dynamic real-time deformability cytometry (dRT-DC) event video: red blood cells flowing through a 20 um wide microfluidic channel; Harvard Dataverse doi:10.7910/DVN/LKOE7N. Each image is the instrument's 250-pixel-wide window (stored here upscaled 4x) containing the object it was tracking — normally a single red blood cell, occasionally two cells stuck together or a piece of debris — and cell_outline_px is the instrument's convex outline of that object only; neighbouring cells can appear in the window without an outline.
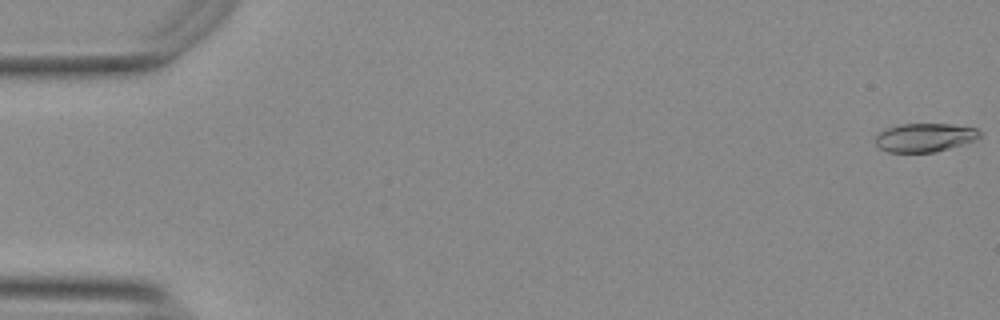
{"species": "Egyptian fruit bat (a non-hibernating species)", "species_latin": "Rousettus aegyptiacus", "temperature_condition": "warm", "stored_images_in_passage": 55, "camera_frame_rate_fps": 3000, "um_per_image_px": 0.085, "animal": {"sex": "female"}, "frame": {"image": 1, "passage_image": 1, "time_ms": 0.0, "image_size_px": [1000, 320], "cell_outline_px": [[980, 136], [976, 140], [936, 152], [888, 152], [880, 148], [876, 144], [876, 136], [880, 132], [888, 128], [900, 124], [952, 124], [976, 128], [980, 132]], "centroid_in_image_um": [78.62, 11.69], "position_along_channel_um": 6.4, "area_um2": 17.28}}
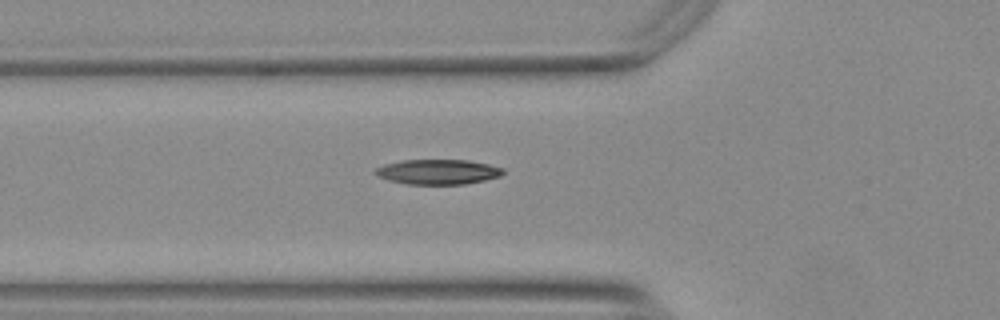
{"frame": {"image": 2, "passage_image": 20, "time_ms": 6.333, "image_size_px": [1000, 320], "cell_outline_px": [[504, 172], [500, 176], [484, 180], [464, 184], [408, 184], [388, 180], [376, 176], [372, 172], [376, 168], [384, 164], [404, 160], [468, 160], [488, 164], [504, 168]], "centroid_in_image_um": [37.19, 14.6], "position_along_channel_um": 88.6, "area_um2": 18.61}}
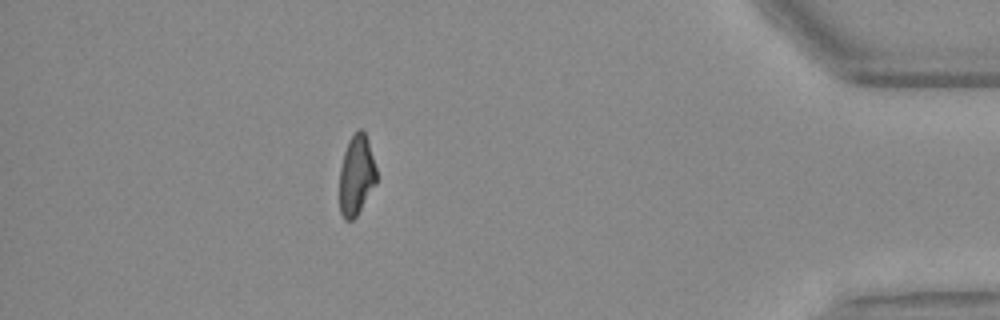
{"frame": {"image": 3, "passage_image": 49, "time_ms": 16.0, "image_size_px": [1000, 320], "cell_outline_px": [[376, 184], [356, 216], [352, 220], [344, 220], [340, 212], [340, 168], [344, 152], [348, 140], [360, 128], [364, 132], [368, 140], [376, 168]], "centroid_in_image_um": [30.29, 14.9], "position_along_channel_um": 404.9, "area_um2": 17.11}, "authors_computed_cell_mechanics": {"area_um2": 18.0336, "velocity_mm_per_s": 3.7581, "shape_relaxation_time_tau1_ms": 6.1197, "shape_relaxation_time_tau2_ms": 2.7925, "deformation_change_tau1": 0.2009, "deformation_change_tau2": 0.0959}}